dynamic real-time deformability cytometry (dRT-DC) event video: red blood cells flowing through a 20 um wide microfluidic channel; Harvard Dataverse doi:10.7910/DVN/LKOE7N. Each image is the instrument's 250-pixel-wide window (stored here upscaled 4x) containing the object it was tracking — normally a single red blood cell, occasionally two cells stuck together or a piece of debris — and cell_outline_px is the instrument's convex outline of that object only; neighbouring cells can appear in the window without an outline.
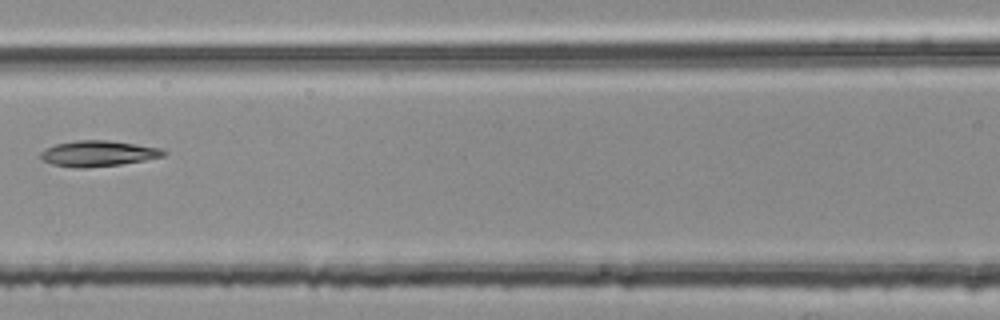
{"species": "common noctule bat (a hibernating species)", "species_latin": "Nyctalus noctula", "temperature_condition": "room temperature", "stored_images_in_passage": 5, "camera_frame_rate_fps": 3000, "um_per_image_px": 0.085, "animal": {"sex": "female", "body_mass_g": 25.1}, "frame": {"image": 1, "passage_image": 5, "time_ms": 1.333, "image_size_px": [1000, 320], "cell_outline_px": [[168, 152], [164, 156], [144, 160], [120, 164], [88, 168], [76, 168], [52, 164], [44, 160], [40, 156], [40, 152], [56, 144], [76, 140], [108, 140], [136, 144], [160, 148]], "centroid_in_image_um": [8.35, 13.05], "position_along_channel_um": 158.2, "area_um2": 18.32}}